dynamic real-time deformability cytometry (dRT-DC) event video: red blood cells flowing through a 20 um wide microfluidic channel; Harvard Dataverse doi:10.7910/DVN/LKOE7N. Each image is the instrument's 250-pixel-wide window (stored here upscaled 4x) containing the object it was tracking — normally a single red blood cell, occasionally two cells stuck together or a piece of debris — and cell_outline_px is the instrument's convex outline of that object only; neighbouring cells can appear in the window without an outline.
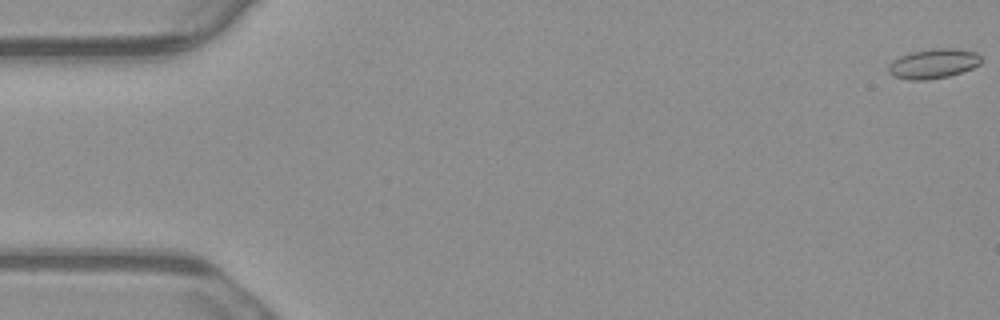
{"species": "common noctule bat (a hibernating species)", "species_latin": "Nyctalus noctula", "temperature_condition": "warm", "stored_images_in_passage": 7, "camera_frame_rate_fps": 3000, "um_per_image_px": 0.085, "animal": {"sex": "male", "body_mass_g": 23.1, "forearm_length_mm": 52.7}, "frame": {"image": 1, "passage_image": 1, "time_ms": 0.0, "image_size_px": [1000, 320], "cell_outline_px": [[980, 64], [972, 68], [948, 76], [928, 80], [908, 80], [892, 76], [888, 72], [888, 64], [892, 60], [908, 52], [932, 48], [956, 48], [976, 52], [980, 56]], "centroid_in_image_um": [79.28, 5.4], "position_along_channel_um": 5.7, "area_um2": 16.24}}
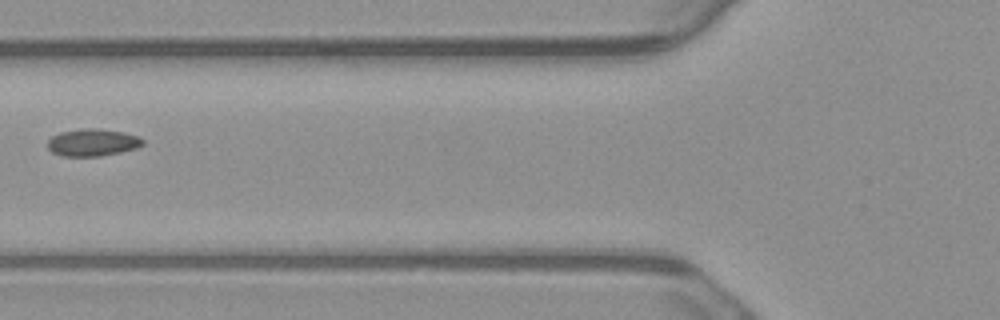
{"frame": {"image": 2, "passage_image": 6, "time_ms": 1.667, "image_size_px": [1000, 320], "cell_outline_px": [[144, 144], [136, 148], [120, 152], [100, 156], [60, 156], [52, 152], [48, 148], [48, 140], [52, 136], [60, 132], [84, 128], [100, 128], [124, 132], [140, 136], [144, 140]], "centroid_in_image_um": [7.88, 12.1], "position_along_channel_um": 117.9, "area_um2": 15.26}}
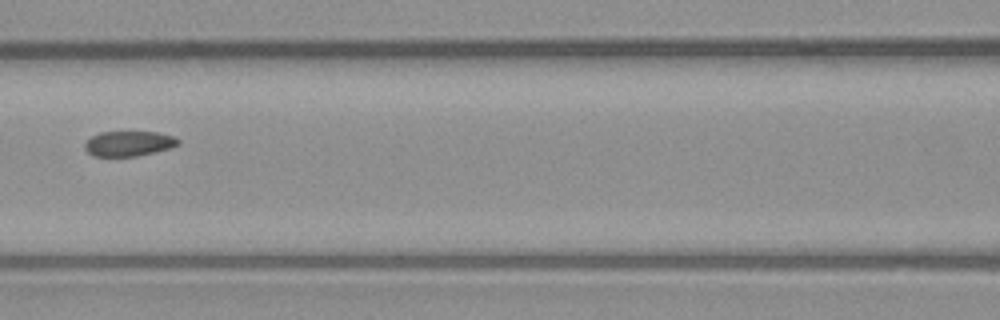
{"frame": {"image": 3, "passage_image": 7, "time_ms": 2.0, "image_size_px": [1000, 320], "cell_outline_px": [[180, 144], [168, 148], [136, 156], [92, 156], [84, 148], [84, 144], [92, 136], [100, 132], [156, 132], [172, 136], [180, 140]], "centroid_in_image_um": [10.92, 12.2], "position_along_channel_um": 155.7, "area_um2": 13.47}}